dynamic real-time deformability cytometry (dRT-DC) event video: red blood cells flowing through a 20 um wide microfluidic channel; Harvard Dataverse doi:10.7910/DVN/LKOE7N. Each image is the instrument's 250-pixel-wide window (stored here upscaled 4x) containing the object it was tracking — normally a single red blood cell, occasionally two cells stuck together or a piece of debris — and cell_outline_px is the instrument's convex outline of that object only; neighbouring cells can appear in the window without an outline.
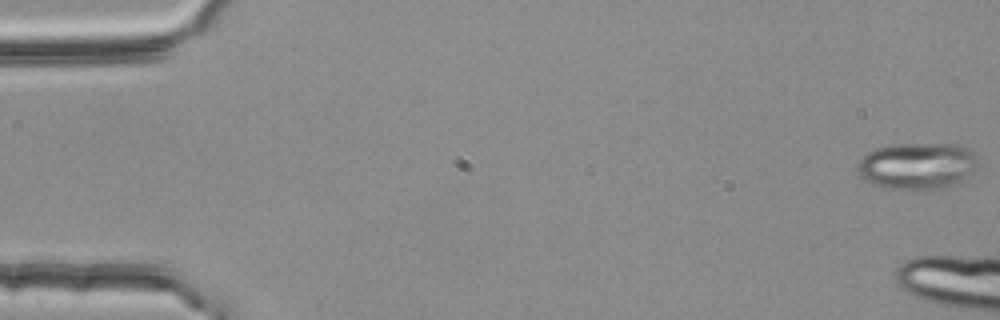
{"species": "common noctule bat (a hibernating species)", "species_latin": "Nyctalus noctula", "temperature_condition": "room temperature", "stored_images_in_passage": 9, "camera_frame_rate_fps": 3000, "um_per_image_px": 0.085, "animal": {"sex": "female", "body_mass_g": 25.1}, "frame": {"image": 1, "passage_image": 1, "time_ms": 0.0, "image_size_px": [1000, 320], "cell_outline_px": [[976, 164], [972, 172], [960, 184], [952, 188], [884, 188], [872, 184], [864, 180], [860, 176], [856, 168], [856, 164], [872, 148], [892, 144], [960, 144], [968, 148], [976, 156]], "centroid_in_image_um": [77.96, 14.09], "position_along_channel_um": 7.0, "area_um2": 33.06}}